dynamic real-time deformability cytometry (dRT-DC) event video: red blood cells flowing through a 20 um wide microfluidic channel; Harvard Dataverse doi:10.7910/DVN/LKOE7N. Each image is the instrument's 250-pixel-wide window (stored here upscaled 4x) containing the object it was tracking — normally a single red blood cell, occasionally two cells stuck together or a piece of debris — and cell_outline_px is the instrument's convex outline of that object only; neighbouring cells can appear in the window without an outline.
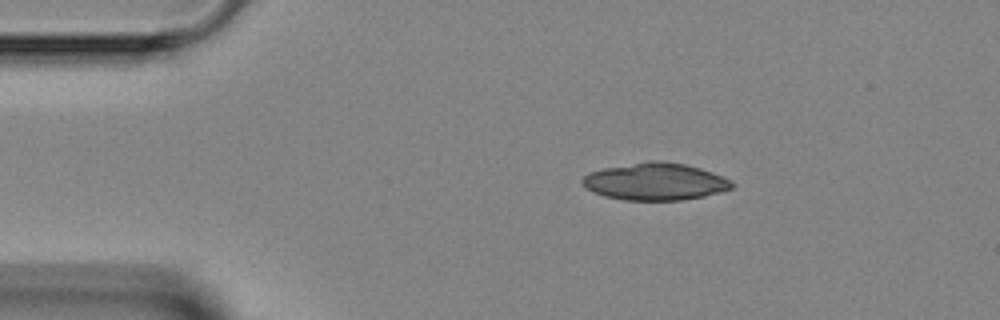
{"species": "Egyptian fruit bat (a non-hibernating species)", "species_latin": "Rousettus aegyptiacus", "temperature_condition": "room temperature", "stored_images_in_passage": 3, "camera_frame_rate_fps": 3000, "um_per_image_px": 0.085, "animal": {"sex": "female"}, "frame": {"image": 1, "passage_image": 3, "time_ms": 4.0, "image_size_px": [1000, 320], "cell_outline_px": [[732, 188], [720, 192], [704, 196], [680, 200], [624, 200], [604, 196], [592, 192], [580, 180], [588, 172], [604, 168], [648, 160], [660, 160], [684, 164], [700, 168], [712, 172], [732, 180]], "centroid_in_image_um": [55.68, 15.43], "position_along_channel_um": 29.3, "area_um2": 32.43}}